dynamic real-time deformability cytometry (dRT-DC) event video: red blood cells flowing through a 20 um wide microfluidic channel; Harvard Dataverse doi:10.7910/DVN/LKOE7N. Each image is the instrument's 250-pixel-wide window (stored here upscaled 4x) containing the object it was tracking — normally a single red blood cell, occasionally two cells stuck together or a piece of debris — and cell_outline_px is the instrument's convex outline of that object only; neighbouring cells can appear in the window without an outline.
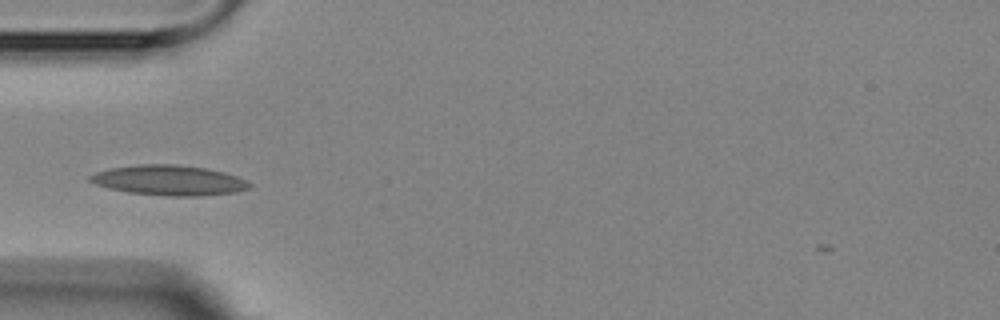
{"species": "Egyptian fruit bat (a non-hibernating species)", "species_latin": "Rousettus aegyptiacus", "temperature_condition": "room temperature", "stored_images_in_passage": 5, "camera_frame_rate_fps": 3000, "um_per_image_px": 0.085, "animal": {"sex": "female"}, "frame": {"image": 1, "passage_image": 1, "time_ms": 0.0, "image_size_px": [1000, 320], "cell_outline_px": [[252, 188], [236, 192], [200, 196], [164, 196], [128, 192], [108, 188], [96, 184], [88, 180], [88, 176], [96, 172], [112, 168], [140, 164], [176, 164], [204, 168], [224, 172], [236, 176], [252, 184]], "centroid_in_image_um": [14.38, 15.33], "position_along_channel_um": 70.6, "area_um2": 27.98}}
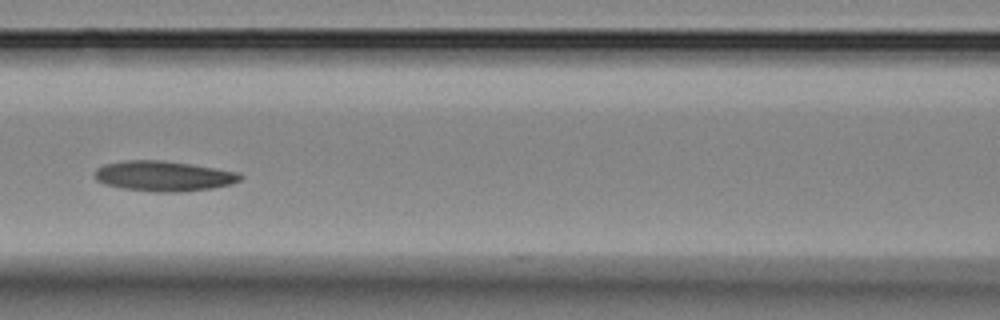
{"frame": {"image": 2, "passage_image": 3, "time_ms": 2.333, "image_size_px": [1000, 320], "cell_outline_px": [[244, 176], [240, 180], [232, 184], [212, 188], [180, 192], [156, 192], [120, 188], [104, 184], [96, 180], [96, 168], [104, 164], [128, 160], [160, 160], [192, 164], [240, 172]], "centroid_in_image_um": [13.94, 14.97], "position_along_channel_um": 152.7, "area_um2": 25.78}}
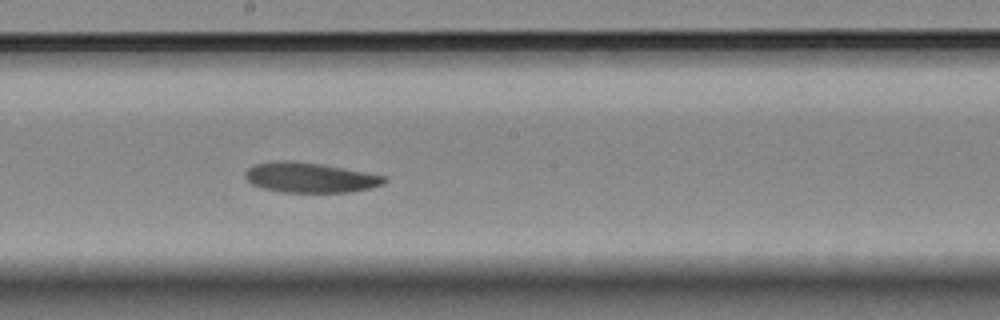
{"frame": {"image": 3, "passage_image": 5, "time_ms": 4.333, "image_size_px": [1000, 320], "cell_outline_px": [[388, 180], [384, 184], [368, 188], [348, 192], [280, 192], [264, 188], [252, 184], [244, 176], [244, 172], [252, 164], [272, 160], [296, 160], [320, 164], [364, 172], [384, 176]], "centroid_in_image_um": [26.28, 15.07], "position_along_channel_um": 221.9, "area_um2": 24.39}}